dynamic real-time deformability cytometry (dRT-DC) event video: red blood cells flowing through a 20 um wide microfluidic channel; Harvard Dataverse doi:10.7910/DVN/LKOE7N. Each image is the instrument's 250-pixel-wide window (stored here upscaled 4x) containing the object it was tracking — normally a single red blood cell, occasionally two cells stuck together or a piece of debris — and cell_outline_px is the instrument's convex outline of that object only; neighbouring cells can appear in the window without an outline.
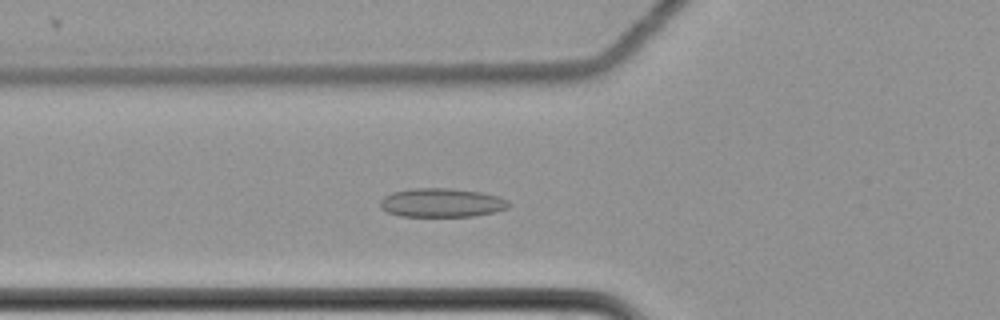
{"species": "common noctule bat (a hibernating species)", "species_latin": "Nyctalus noctula", "temperature_condition": "cold", "stored_images_in_passage": 60, "camera_frame_rate_fps": 3000, "um_per_image_px": 0.085, "animal": {"sex": "female", "body_mass_g": 22.7, "forearm_length_mm": 54.2}, "frame": {"image": 1, "passage_image": 23, "time_ms": 7.333, "image_size_px": [1000, 320], "cell_outline_px": [[512, 204], [508, 208], [496, 212], [472, 216], [400, 216], [388, 212], [380, 208], [380, 200], [384, 196], [392, 192], [416, 188], [448, 188], [480, 192], [500, 196], [508, 200]], "centroid_in_image_um": [37.57, 17.23], "position_along_channel_um": 88.2, "area_um2": 21.73}}
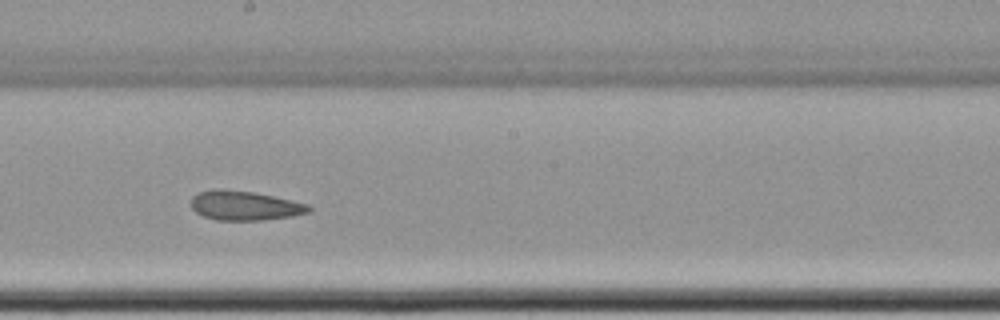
{"frame": {"image": 2, "passage_image": 35, "time_ms": 11.333, "image_size_px": [1000, 320], "cell_outline_px": [[312, 208], [308, 212], [292, 216], [260, 220], [216, 220], [204, 216], [196, 212], [192, 208], [192, 196], [196, 192], [216, 188], [220, 188], [252, 192], [272, 196], [308, 204]], "centroid_in_image_um": [20.75, 17.47], "position_along_channel_um": 227.4, "area_um2": 20.06}}
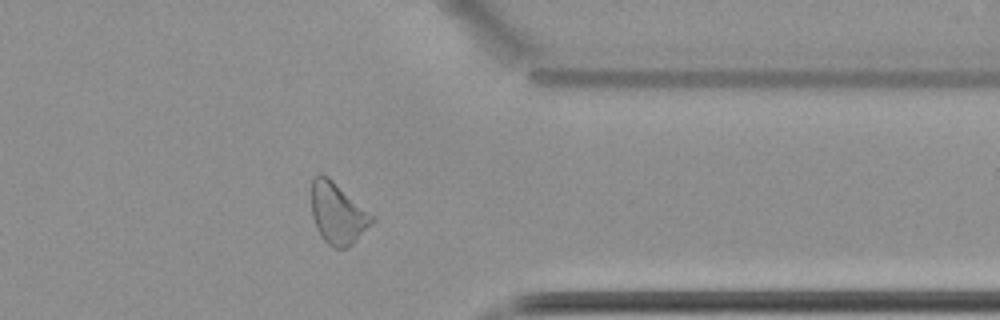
{"frame": {"image": 3, "passage_image": 49, "time_ms": 16.0, "image_size_px": [1000, 320], "cell_outline_px": [[376, 220], [352, 244], [344, 248], [332, 248], [320, 236], [316, 228], [312, 216], [312, 176], [320, 172], [328, 176], [376, 216]], "centroid_in_image_um": [28.71, 18.11], "position_along_channel_um": 382.7, "area_um2": 21.96}, "authors_computed_cell_mechanics": {"area_um2": 22.1952, "velocity_mm_per_s": 3.4851, "shape_relaxation_time_tau1_ms": null, "shape_relaxation_time_tau2_ms": 7.8764, "deformation_change_tau1": null, "deformation_change_tau2": 0.1401}}